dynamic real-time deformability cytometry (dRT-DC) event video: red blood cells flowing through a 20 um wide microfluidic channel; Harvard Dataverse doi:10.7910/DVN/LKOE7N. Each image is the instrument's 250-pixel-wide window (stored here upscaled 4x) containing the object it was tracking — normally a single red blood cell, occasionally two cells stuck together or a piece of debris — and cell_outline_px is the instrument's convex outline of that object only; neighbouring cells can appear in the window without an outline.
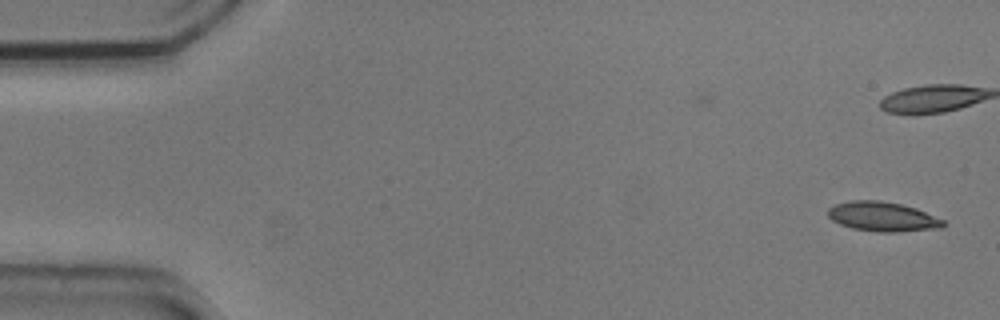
{"species": "common noctule bat (a hibernating species)", "species_latin": "Nyctalus noctula", "temperature_condition": "cold", "stored_images_in_passage": 54, "camera_frame_rate_fps": 3000, "um_per_image_px": 0.085, "animal": {"sex": "male", "body_mass_g": 20.5, "forearm_length_mm": 52.5}, "frame": {"image": 1, "passage_image": 1, "time_ms": 0.0, "image_size_px": [1000, 320], "cell_outline_px": [[948, 224], [944, 228], [896, 232], [880, 232], [852, 228], [840, 224], [832, 220], [828, 216], [828, 208], [836, 204], [852, 200], [880, 200], [900, 204], [916, 208], [944, 220]], "centroid_in_image_um": [75.06, 18.42], "position_along_channel_um": 9.9, "area_um2": 19.94}}
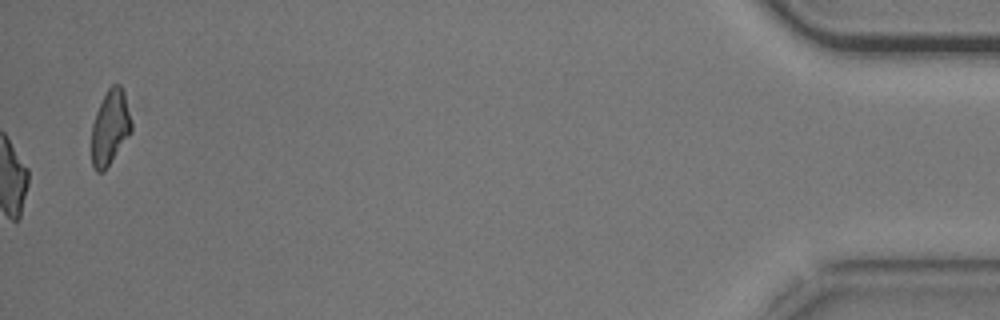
{"frame": {"image": 2, "passage_image": 54, "time_ms": 17.667, "image_size_px": [1000, 320], "cell_outline_px": [[132, 132], [104, 172], [96, 172], [92, 168], [92, 124], [96, 112], [108, 88], [112, 84], [120, 84], [124, 92], [132, 124]], "centroid_in_image_um": [9.36, 10.86], "position_along_channel_um": 425.8, "area_um2": 17.4}, "authors_computed_cell_mechanics": {"area_um2": 19.941, "velocity_mm_per_s": 3.7207, "shape_relaxation_time_tau1_ms": 3.2662, "shape_relaxation_time_tau2_ms": 3.6042, "deformation_change_tau1": 0.1291, "deformation_change_tau2": 0.1233}}